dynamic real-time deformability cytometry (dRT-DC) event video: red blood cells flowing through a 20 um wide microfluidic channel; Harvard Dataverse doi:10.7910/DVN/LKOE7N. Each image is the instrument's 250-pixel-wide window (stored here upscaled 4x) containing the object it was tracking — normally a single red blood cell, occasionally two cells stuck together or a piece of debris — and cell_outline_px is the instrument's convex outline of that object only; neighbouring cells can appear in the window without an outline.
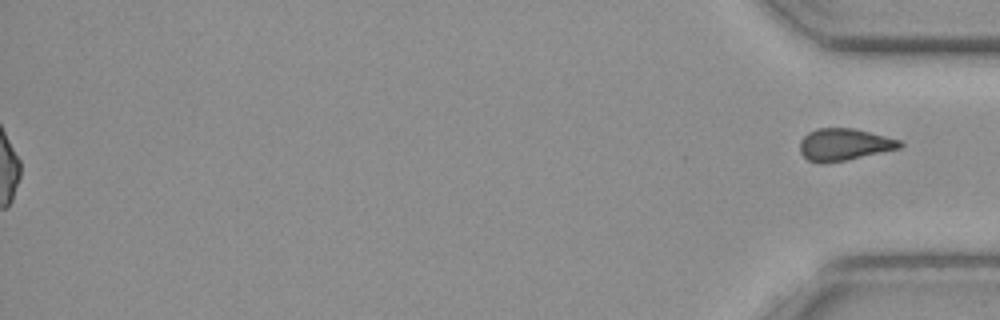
{"species": "common noctule bat (a hibernating species)", "species_latin": "Nyctalus noctula", "temperature_condition": "cold", "stored_images_in_passage": 60, "segment_of_instrument_passage": [2, 2], "camera_frame_rate_fps": 3000, "um_per_image_px": 0.085, "animal": {"sex": "female", "body_mass_g": 19.3, "forearm_length_mm": 54.1}, "frame": {"image": 1, "passage_image": 60, "time_ms": 19.667, "image_size_px": [1000, 320], "cell_outline_px": [[904, 144], [900, 148], [848, 160], [824, 164], [820, 164], [808, 160], [800, 152], [800, 140], [808, 132], [816, 128], [852, 128], [900, 140]], "centroid_in_image_um": [71.72, 12.3], "position_along_channel_um": 363.5, "area_um2": 18.73}}